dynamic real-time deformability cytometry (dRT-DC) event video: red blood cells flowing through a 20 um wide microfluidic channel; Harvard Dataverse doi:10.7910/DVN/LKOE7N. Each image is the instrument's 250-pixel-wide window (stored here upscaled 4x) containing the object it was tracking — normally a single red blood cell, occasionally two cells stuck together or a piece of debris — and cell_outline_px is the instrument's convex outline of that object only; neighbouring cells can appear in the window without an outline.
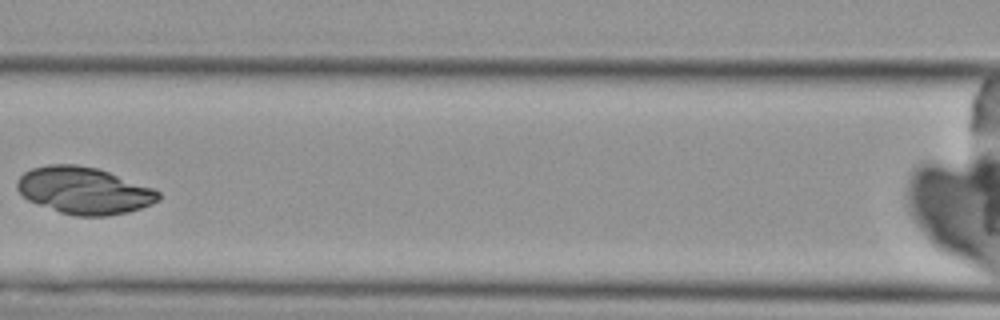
{"species": "Egyptian fruit bat (a non-hibernating species)", "species_latin": "Rousettus aegyptiacus", "temperature_condition": "cold", "stored_images_in_passage": 4, "camera_frame_rate_fps": 3000, "um_per_image_px": 0.085, "animal": {"sex": "female"}, "frame": {"image": 1, "passage_image": 3, "time_ms": 2.333, "image_size_px": [1000, 320], "cell_outline_px": [[160, 200], [152, 204], [128, 212], [108, 216], [76, 216], [60, 212], [28, 200], [16, 188], [16, 180], [24, 172], [32, 168], [48, 164], [76, 164], [96, 168], [108, 172], [152, 188], [160, 192]], "centroid_in_image_um": [7.12, 16.2], "position_along_channel_um": 159.5, "area_um2": 38.49}}
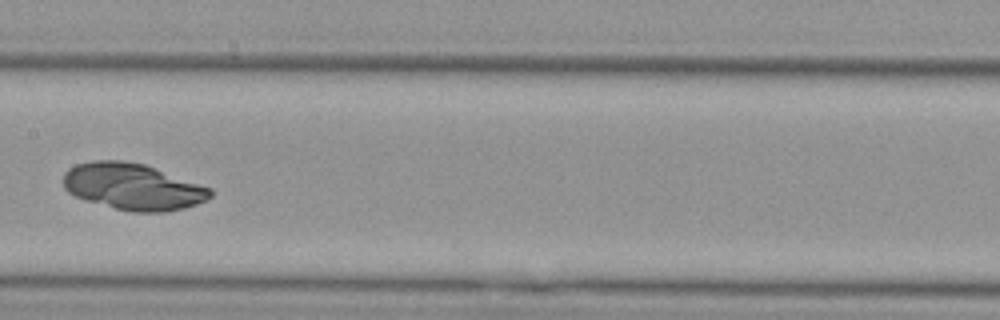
{"frame": {"image": 2, "passage_image": 4, "time_ms": 3.333, "image_size_px": [1000, 320], "cell_outline_px": [[212, 196], [196, 204], [184, 208], [164, 212], [132, 212], [116, 208], [88, 200], [76, 196], [68, 192], [64, 188], [64, 172], [68, 168], [76, 164], [92, 160], [124, 160], [144, 164], [212, 188]], "centroid_in_image_um": [11.29, 15.85], "position_along_channel_um": 196.1, "area_um2": 39.65}}